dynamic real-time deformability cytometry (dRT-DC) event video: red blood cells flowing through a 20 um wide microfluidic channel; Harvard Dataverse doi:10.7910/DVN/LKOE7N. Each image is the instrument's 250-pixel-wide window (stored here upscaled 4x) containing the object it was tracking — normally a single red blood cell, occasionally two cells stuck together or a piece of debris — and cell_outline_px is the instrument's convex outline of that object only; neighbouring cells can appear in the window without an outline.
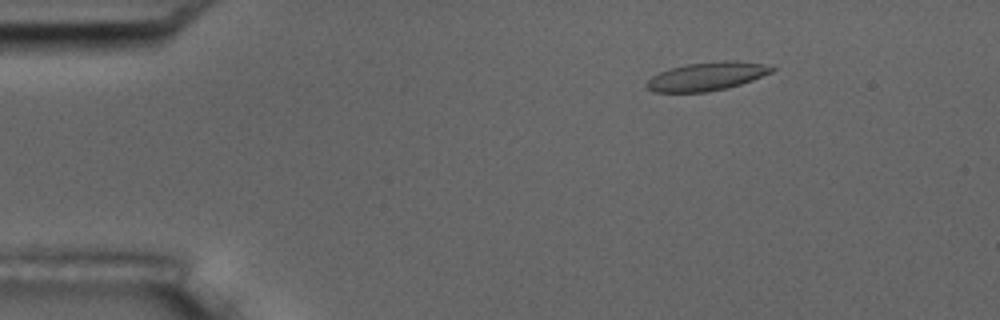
{"species": "common noctule bat (a hibernating species)", "species_latin": "Nyctalus noctula", "temperature_condition": "room temperature", "stored_images_in_passage": 4, "camera_frame_rate_fps": 3000, "um_per_image_px": 0.085, "animal": {"sex": "male", "body_mass_g": 17.5, "forearm_length_mm": 52.3}, "frame": {"image": 1, "passage_image": 2, "time_ms": 1.0, "image_size_px": [1000, 320], "cell_outline_px": [[776, 68], [772, 72], [752, 80], [728, 88], [708, 92], [652, 92], [644, 84], [652, 76], [660, 72], [672, 68], [688, 64], [724, 60], [736, 60], [760, 64]], "centroid_in_image_um": [60.06, 6.5], "position_along_channel_um": 24.9, "area_um2": 20.58}}
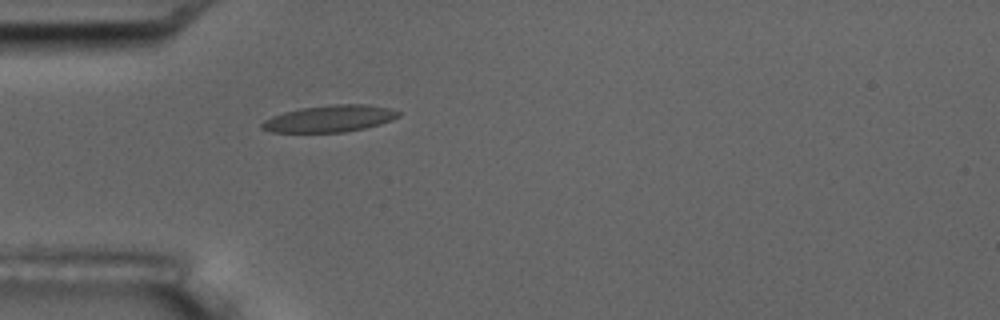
{"frame": {"image": 2, "passage_image": 4, "time_ms": 3.667, "image_size_px": [1000, 320], "cell_outline_px": [[400, 116], [392, 120], [380, 124], [364, 128], [344, 132], [272, 132], [260, 128], [260, 124], [264, 120], [272, 116], [284, 112], [300, 108], [332, 104], [368, 104], [388, 108], [400, 112]], "centroid_in_image_um": [28.01, 10.08], "position_along_channel_um": 57.0, "area_um2": 21.33}}